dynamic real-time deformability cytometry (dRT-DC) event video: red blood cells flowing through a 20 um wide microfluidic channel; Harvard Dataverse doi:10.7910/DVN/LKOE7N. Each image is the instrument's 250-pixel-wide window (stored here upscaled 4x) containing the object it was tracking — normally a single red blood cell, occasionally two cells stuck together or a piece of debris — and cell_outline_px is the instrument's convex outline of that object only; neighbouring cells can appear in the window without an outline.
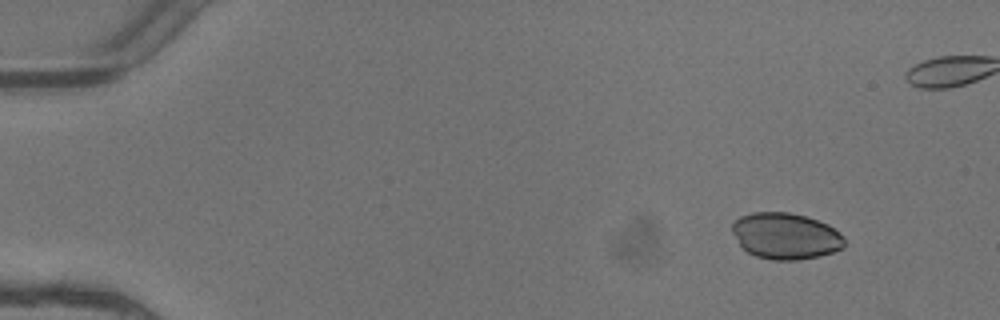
{"species": "common noctule bat (a hibernating species)", "species_latin": "Nyctalus noctula", "temperature_condition": "warm", "stored_images_in_passage": 5, "camera_frame_rate_fps": 3000, "um_per_image_px": 0.085, "animal": {"sex": "female"}, "frame": {"image": 1, "passage_image": 1, "time_ms": 0.0, "image_size_px": [1000, 320], "cell_outline_px": [[844, 248], [820, 256], [796, 260], [772, 260], [756, 256], [748, 252], [740, 244], [732, 232], [732, 224], [740, 216], [752, 212], [788, 212], [804, 216], [828, 224], [840, 232], [844, 236]], "centroid_in_image_um": [66.79, 20.06], "position_along_channel_um": 18.2, "area_um2": 30.29}}